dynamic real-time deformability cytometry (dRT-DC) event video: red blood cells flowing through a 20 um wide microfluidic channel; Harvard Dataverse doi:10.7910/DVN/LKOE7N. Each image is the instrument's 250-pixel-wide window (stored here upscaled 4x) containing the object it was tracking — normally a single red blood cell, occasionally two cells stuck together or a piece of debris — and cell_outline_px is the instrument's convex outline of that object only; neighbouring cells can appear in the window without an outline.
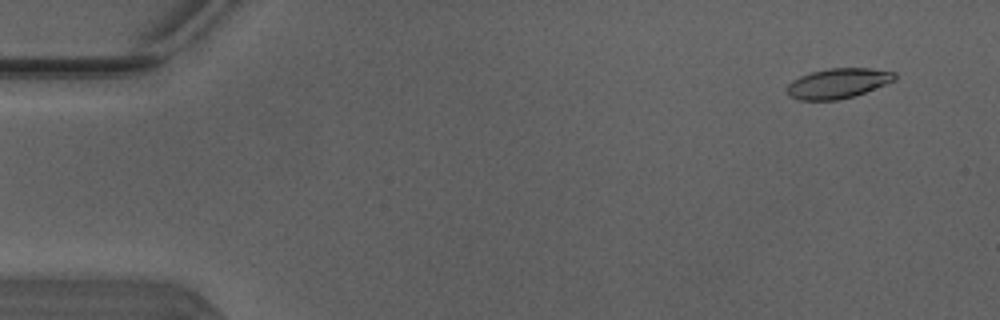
{"species": "Egyptian fruit bat (a non-hibernating species)", "species_latin": "Rousettus aegyptiacus", "temperature_condition": "warm", "stored_images_in_passage": 41, "camera_frame_rate_fps": 3000, "um_per_image_px": 0.085, "animal": {"sex": "male"}, "frame": {"image": 1, "passage_image": 4, "time_ms": 1.0, "image_size_px": [1000, 320], "cell_outline_px": [[896, 80], [864, 92], [852, 96], [836, 100], [796, 100], [788, 96], [788, 84], [792, 80], [800, 76], [812, 72], [828, 68], [872, 68], [896, 72]], "centroid_in_image_um": [71.22, 7.07], "position_along_channel_um": 13.8, "area_um2": 18.79}}
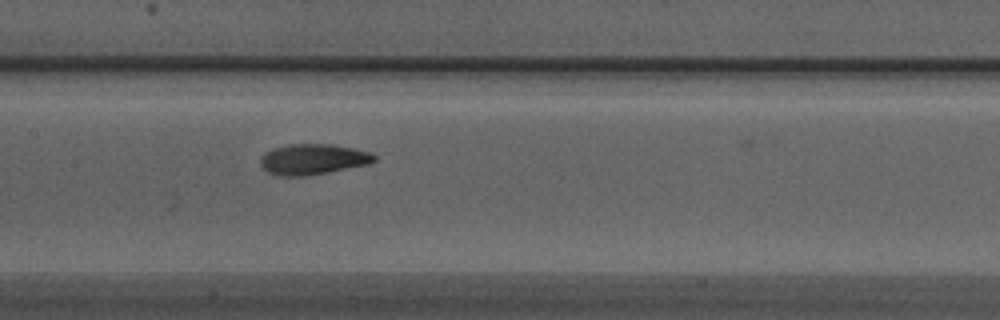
{"frame": {"image": 2, "passage_image": 25, "time_ms": 8.0, "image_size_px": [1000, 320], "cell_outline_px": [[376, 160], [368, 164], [308, 176], [276, 176], [268, 172], [260, 164], [260, 160], [272, 148], [292, 144], [332, 144], [352, 148], [368, 152], [376, 156]], "centroid_in_image_um": [26.6, 13.55], "position_along_channel_um": 180.8, "area_um2": 20.11}}
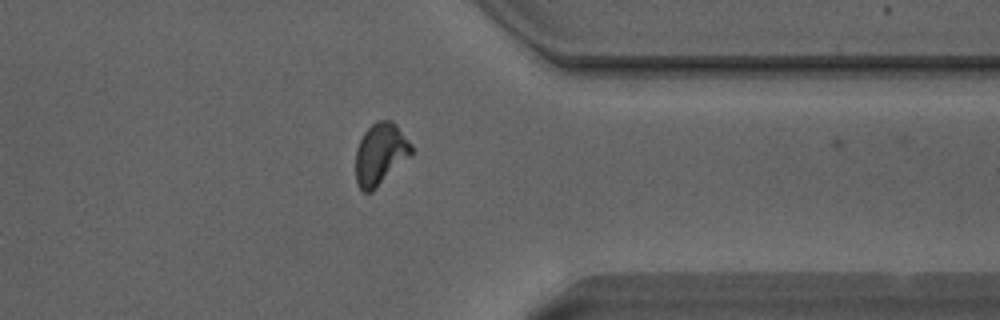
{"frame": {"image": 3, "passage_image": 40, "time_ms": 13.0, "image_size_px": [1000, 320], "cell_outline_px": [[412, 152], [372, 192], [364, 192], [356, 184], [356, 148], [364, 132], [376, 120], [392, 120], [396, 124], [412, 144]], "centroid_in_image_um": [32.3, 13.06], "position_along_channel_um": 379.1, "area_um2": 19.77}}